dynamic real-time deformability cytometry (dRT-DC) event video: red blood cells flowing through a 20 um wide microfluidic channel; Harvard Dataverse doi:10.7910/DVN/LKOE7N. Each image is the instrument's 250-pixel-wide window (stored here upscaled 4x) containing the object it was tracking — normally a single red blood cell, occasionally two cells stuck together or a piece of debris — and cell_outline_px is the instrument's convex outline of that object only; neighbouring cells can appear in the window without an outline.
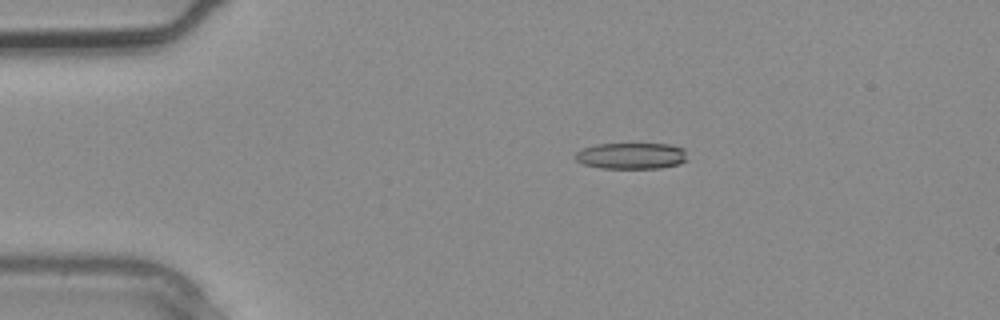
{"species": "common noctule bat (a hibernating species)", "species_latin": "Nyctalus noctula", "temperature_condition": "warm", "stored_images_in_passage": 2, "camera_frame_rate_fps": 3000, "um_per_image_px": 0.085, "animal": {"sex": "male", "body_mass_g": 20.4}, "frame": {"image": 1, "passage_image": 2, "time_ms": 0.333, "image_size_px": [1000, 320], "cell_outline_px": [[684, 160], [680, 164], [660, 168], [600, 168], [584, 164], [576, 160], [572, 156], [576, 152], [584, 148], [596, 144], [672, 144], [684, 148]], "centroid_in_image_um": [53.62, 13.24], "position_along_channel_um": 31.4, "area_um2": 17.11}}